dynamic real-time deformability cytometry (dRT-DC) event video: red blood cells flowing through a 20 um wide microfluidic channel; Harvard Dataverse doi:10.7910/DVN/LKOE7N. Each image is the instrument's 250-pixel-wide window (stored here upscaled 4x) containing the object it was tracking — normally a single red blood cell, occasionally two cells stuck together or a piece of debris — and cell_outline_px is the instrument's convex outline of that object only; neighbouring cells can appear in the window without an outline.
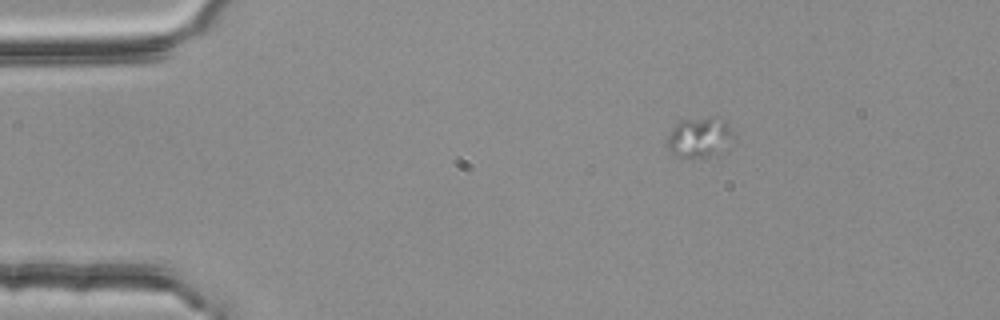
{"species": "common noctule bat (a hibernating species)", "species_latin": "Nyctalus noctula", "temperature_condition": "room temperature", "stored_images_in_passage": 14, "camera_frame_rate_fps": 3000, "um_per_image_px": 0.085, "animal": {"sex": "female", "body_mass_g": 25.1}, "frame": {"image": 1, "passage_image": 3, "time_ms": 0.667, "image_size_px": [1000, 320], "cell_outline_px": [[736, 136], [708, 156], [676, 156], [664, 144], [664, 140], [672, 128], [676, 124], [684, 120], [708, 116], [720, 116], [732, 128]], "centroid_in_image_um": [59.41, 11.59], "position_along_channel_um": 25.6, "area_um2": 15.26}}